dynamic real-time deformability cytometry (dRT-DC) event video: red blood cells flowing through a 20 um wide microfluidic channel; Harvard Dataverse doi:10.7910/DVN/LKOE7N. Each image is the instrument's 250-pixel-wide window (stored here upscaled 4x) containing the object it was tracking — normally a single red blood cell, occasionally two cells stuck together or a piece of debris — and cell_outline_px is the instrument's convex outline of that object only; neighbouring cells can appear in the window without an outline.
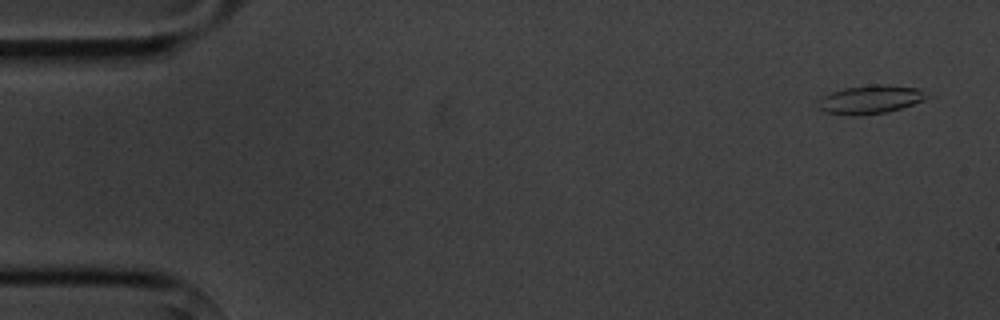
{"species": "common noctule bat (a hibernating species)", "species_latin": "Nyctalus noctula", "temperature_condition": "cold", "stored_images_in_passage": 8, "camera_frame_rate_fps": 3000, "um_per_image_px": 0.085, "animal": {"sex": "male", "body_mass_g": 20.1, "forearm_length_mm": 53.5}, "frame": {"image": 1, "passage_image": 1, "time_ms": 0.0, "image_size_px": [1000, 320], "cell_outline_px": [[936, 96], [900, 108], [884, 112], [824, 112], [816, 104], [816, 100], [832, 92], [844, 88], [872, 84], [884, 84], [920, 88]], "centroid_in_image_um": [74.1, 8.38], "position_along_channel_um": 10.9, "area_um2": 17.46}}
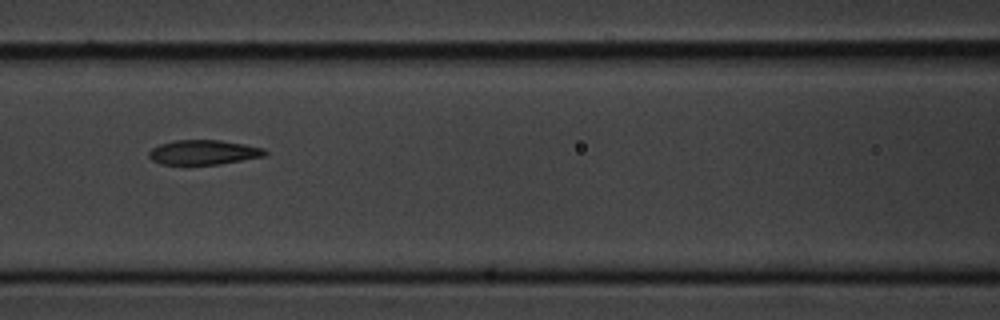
{"frame": {"image": 2, "passage_image": 7, "time_ms": 7.0, "image_size_px": [1000, 320], "cell_outline_px": [[268, 152], [264, 156], [220, 164], [188, 168], [160, 164], [152, 160], [148, 156], [148, 152], [152, 148], [160, 144], [176, 140], [220, 140], [244, 144], [264, 148]], "centroid_in_image_um": [17.23, 13.0], "position_along_channel_um": 149.4, "area_um2": 17.46}}